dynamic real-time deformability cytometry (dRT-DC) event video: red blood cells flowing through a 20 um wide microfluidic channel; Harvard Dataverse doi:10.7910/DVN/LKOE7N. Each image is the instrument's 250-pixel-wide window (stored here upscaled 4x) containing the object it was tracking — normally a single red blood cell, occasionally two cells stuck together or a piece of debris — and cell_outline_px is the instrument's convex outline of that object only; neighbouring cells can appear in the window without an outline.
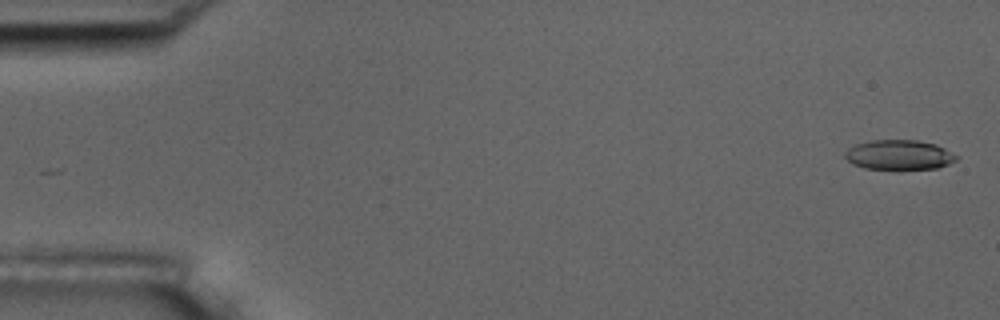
{"species": "common noctule bat (a hibernating species)", "species_latin": "Nyctalus noctula", "temperature_condition": "room temperature", "stored_images_in_passage": 11, "camera_frame_rate_fps": 3000, "um_per_image_px": 0.085, "animal": {"sex": "male", "body_mass_g": 17.5, "forearm_length_mm": 52.3}, "frame": {"image": 1, "passage_image": 1, "time_ms": 0.0, "image_size_px": [1000, 320], "cell_outline_px": [[960, 156], [956, 160], [948, 164], [936, 168], [896, 172], [864, 168], [852, 164], [844, 156], [844, 152], [848, 148], [856, 144], [872, 140], [916, 140], [936, 144]], "centroid_in_image_um": [76.42, 13.21], "position_along_channel_um": 8.6, "area_um2": 20.17}}
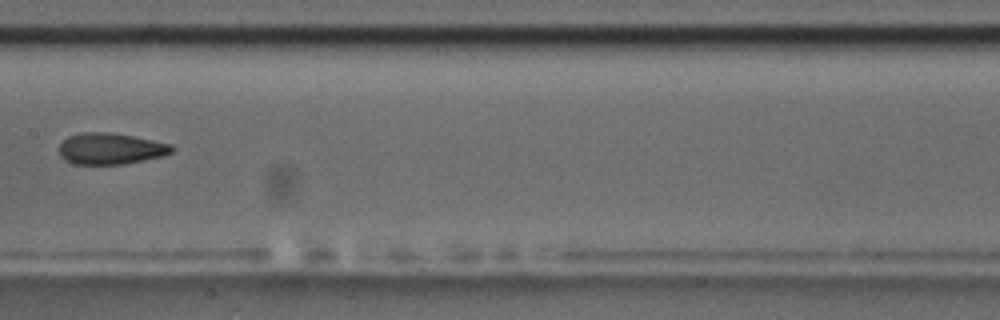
{"frame": {"image": 2, "passage_image": 8, "time_ms": 9.0, "image_size_px": [1000, 320], "cell_outline_px": [[176, 148], [172, 152], [160, 156], [124, 164], [72, 164], [64, 160], [60, 156], [60, 144], [68, 136], [80, 132], [112, 132], [172, 144]], "centroid_in_image_um": [9.38, 12.63], "position_along_channel_um": 198.0, "area_um2": 20.58}}
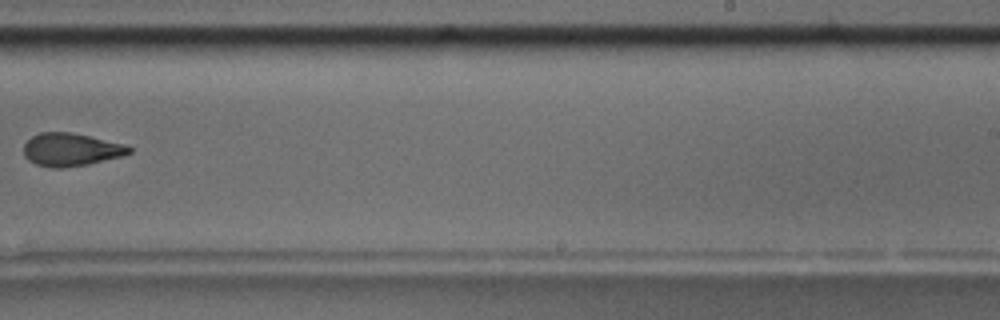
{"frame": {"image": 3, "passage_image": 10, "time_ms": 11.333, "image_size_px": [1000, 320], "cell_outline_px": [[132, 152], [120, 156], [88, 164], [64, 168], [52, 168], [36, 164], [28, 160], [24, 156], [24, 144], [32, 136], [40, 132], [72, 132], [124, 144], [132, 148]], "centroid_in_image_um": [6.0, 12.71], "position_along_channel_um": 283.0, "area_um2": 20.17}}